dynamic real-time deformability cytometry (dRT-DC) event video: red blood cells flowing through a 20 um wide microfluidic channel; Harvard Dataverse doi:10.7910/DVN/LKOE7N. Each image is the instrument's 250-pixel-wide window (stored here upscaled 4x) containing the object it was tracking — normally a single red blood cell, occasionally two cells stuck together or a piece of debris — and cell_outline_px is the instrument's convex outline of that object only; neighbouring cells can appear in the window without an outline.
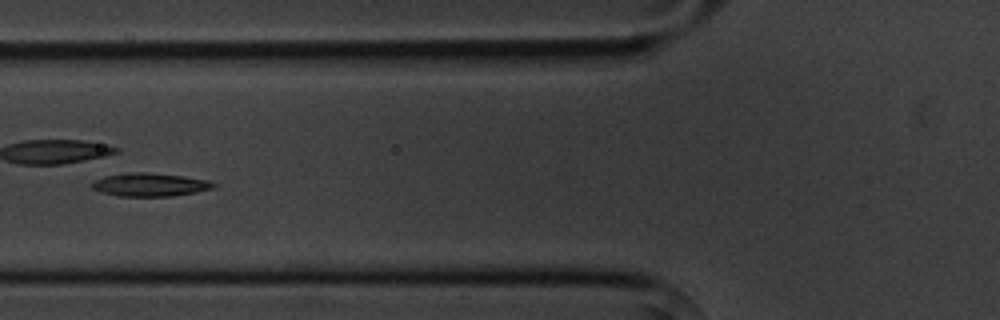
{"species": "common noctule bat (a hibernating species)", "species_latin": "Nyctalus noctula", "temperature_condition": "cold", "stored_images_in_passage": 5, "camera_frame_rate_fps": 3000, "um_per_image_px": 0.085, "animal": {"sex": "male", "body_mass_g": 20.1, "forearm_length_mm": 53.5}, "frame": {"image": 1, "passage_image": 5, "time_ms": 4.667, "image_size_px": [1000, 320], "cell_outline_px": [[216, 184], [212, 188], [196, 192], [172, 196], [116, 196], [100, 192], [92, 188], [92, 180], [104, 176], [124, 172], [144, 172], [184, 176], [208, 180]], "centroid_in_image_um": [12.68, 15.69], "position_along_channel_um": 113.1, "area_um2": 16.59}}